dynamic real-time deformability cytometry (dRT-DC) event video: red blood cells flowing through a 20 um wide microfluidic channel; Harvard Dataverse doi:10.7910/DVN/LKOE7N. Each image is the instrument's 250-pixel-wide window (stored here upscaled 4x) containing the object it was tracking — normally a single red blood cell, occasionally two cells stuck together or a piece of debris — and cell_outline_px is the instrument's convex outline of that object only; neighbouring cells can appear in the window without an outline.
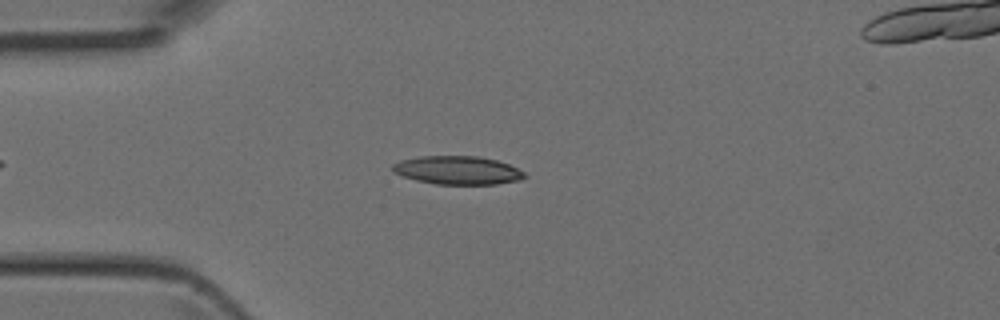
{"species": "Egyptian fruit bat (a non-hibernating species)", "species_latin": "Rousettus aegyptiacus", "temperature_condition": "room temperature", "stored_images_in_passage": 33, "camera_frame_rate_fps": 3000, "um_per_image_px": 0.085, "animal": {"sex": "female"}, "frame": {"image": 1, "passage_image": 3, "time_ms": 0.667, "image_size_px": [1000, 320], "cell_outline_px": [[528, 176], [520, 180], [496, 184], [436, 184], [416, 180], [392, 172], [392, 164], [400, 160], [420, 156], [480, 156], [496, 160], [508, 164], [524, 172]], "centroid_in_image_um": [38.89, 14.47], "position_along_channel_um": 46.1, "area_um2": 21.85}}
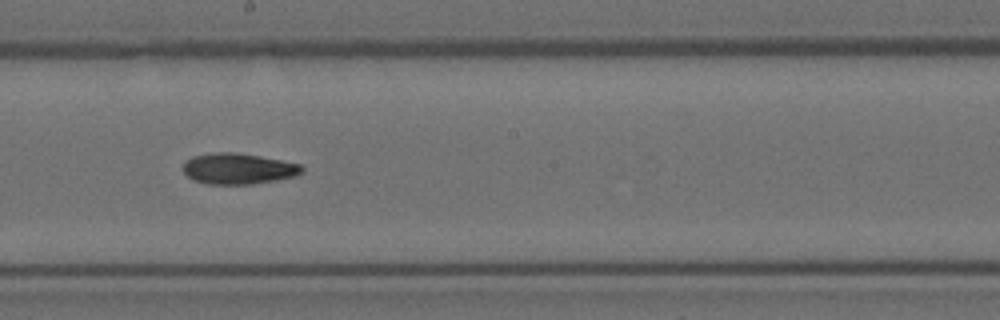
{"frame": {"image": 2, "passage_image": 16, "time_ms": 5.0, "image_size_px": [1000, 320], "cell_outline_px": [[304, 172], [296, 176], [276, 180], [252, 184], [208, 184], [192, 180], [184, 172], [184, 160], [192, 156], [208, 152], [236, 152], [260, 156], [300, 164], [304, 168]], "centroid_in_image_um": [20.24, 14.33], "position_along_channel_um": 228.0, "area_um2": 21.62}}
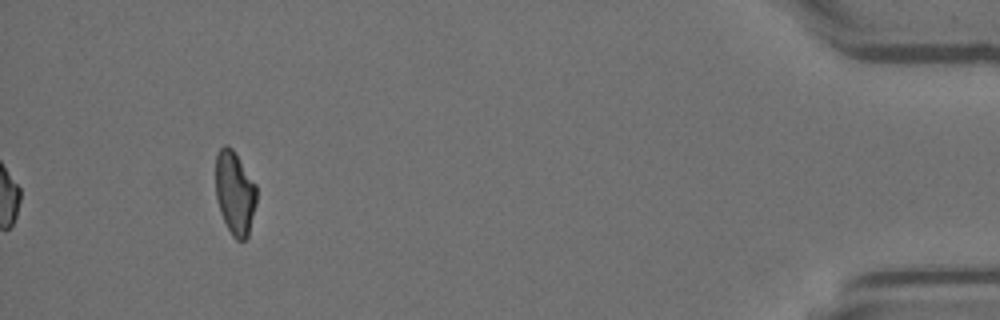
{"frame": {"image": 3, "passage_image": 33, "time_ms": 10.667, "image_size_px": [1000, 320], "cell_outline_px": [[256, 204], [248, 236], [244, 240], [236, 240], [232, 236], [220, 212], [216, 200], [216, 156], [220, 148], [224, 144], [228, 144], [232, 148], [256, 184]], "centroid_in_image_um": [19.96, 16.39], "position_along_channel_um": 415.2, "area_um2": 19.94}}